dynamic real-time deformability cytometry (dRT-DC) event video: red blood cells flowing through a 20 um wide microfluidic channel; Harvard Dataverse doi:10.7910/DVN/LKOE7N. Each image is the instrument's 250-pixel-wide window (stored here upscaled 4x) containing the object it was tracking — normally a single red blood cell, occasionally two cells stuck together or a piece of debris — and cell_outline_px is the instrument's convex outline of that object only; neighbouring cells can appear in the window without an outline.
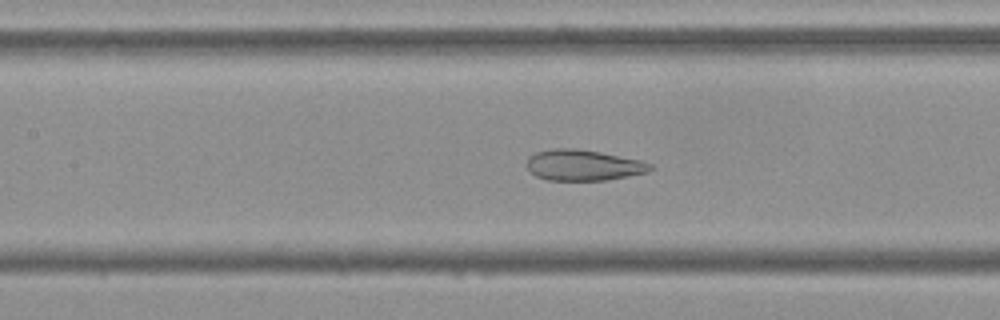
{"species": "Egyptian fruit bat (a non-hibernating species)", "species_latin": "Rousettus aegyptiacus", "temperature_condition": "cold", "stored_images_in_passage": 47, "camera_frame_rate_fps": 3000, "um_per_image_px": 0.085, "frame": {"image": 1, "passage_image": 17, "time_ms": 5.333, "image_size_px": [1000, 320], "cell_outline_px": [[656, 168], [648, 172], [608, 180], [548, 180], [536, 176], [528, 168], [528, 156], [536, 152], [552, 148], [576, 148], [600, 152], [640, 160], [652, 164]], "centroid_in_image_um": [49.61, 14.03], "position_along_channel_um": 157.8, "area_um2": 22.25}}
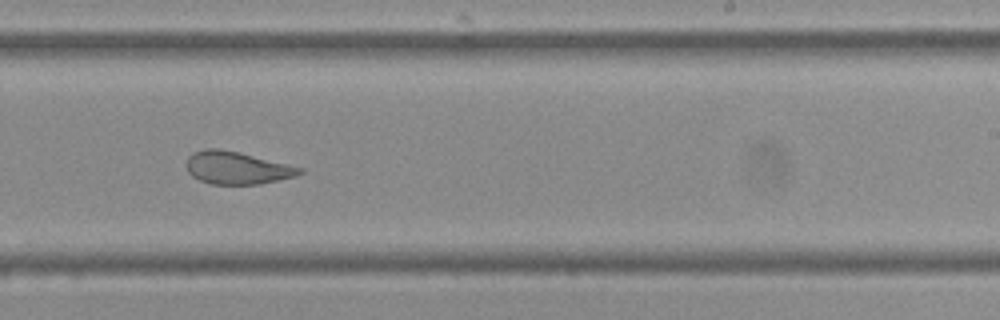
{"frame": {"image": 2, "passage_image": 26, "time_ms": 8.333, "image_size_px": [1000, 320], "cell_outline_px": [[304, 172], [296, 176], [260, 184], [212, 184], [200, 180], [192, 176], [188, 172], [188, 156], [192, 152], [204, 148], [216, 148], [236, 152], [288, 164], [304, 168]], "centroid_in_image_um": [20.15, 14.27], "position_along_channel_um": 268.9, "area_um2": 21.27}}
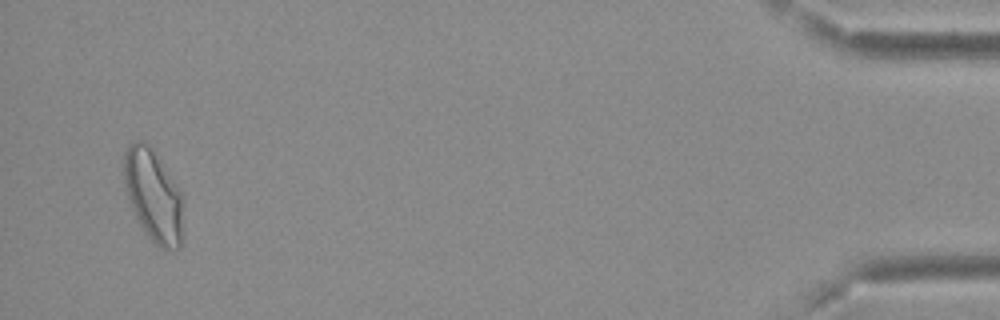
{"frame": {"image": 3, "passage_image": 45, "time_ms": 14.667, "image_size_px": [1000, 320], "cell_outline_px": [[184, 204], [180, 248], [160, 248], [144, 232], [132, 208], [124, 188], [124, 152], [128, 144], [136, 140], [144, 140], [152, 148], [184, 196]], "centroid_in_image_um": [13.04, 16.6], "position_along_channel_um": 422.2, "area_um2": 31.96}, "authors_computed_cell_mechanics": {"area_um2": 25.2008, "velocity_mm_per_s": 3.7092, "shape_relaxation_time_tau1_ms": null, "shape_relaxation_time_tau2_ms": 1.1365, "deformation_change_tau1": null, "deformation_change_tau2": 0.0819}}